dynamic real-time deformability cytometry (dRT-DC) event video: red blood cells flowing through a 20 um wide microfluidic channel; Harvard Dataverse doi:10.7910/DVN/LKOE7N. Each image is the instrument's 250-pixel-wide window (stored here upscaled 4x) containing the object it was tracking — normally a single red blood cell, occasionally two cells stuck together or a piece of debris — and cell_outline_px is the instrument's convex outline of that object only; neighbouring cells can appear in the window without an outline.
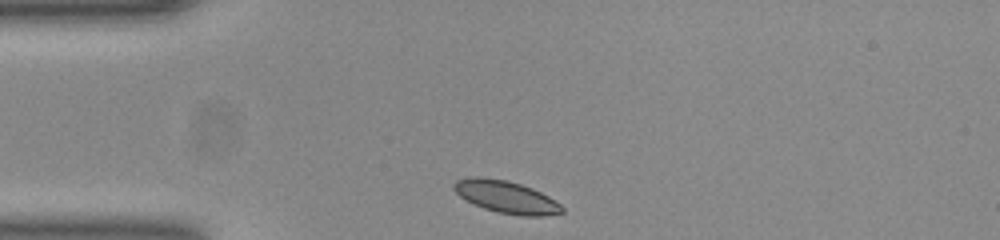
{"species": "common noctule bat (a hibernating species)", "species_latin": "Nyctalus noctula", "temperature_condition": "room temperature", "stored_images_in_passage": 31, "camera_frame_rate_fps": 3000, "um_per_image_px": 0.085, "animal": {"sex": "female", "body_mass_g": 23.0, "forearm_length_mm": 53.4}, "frame": {"image": 1, "passage_image": 1, "time_ms": 0.0, "image_size_px": [1000, 240], "cell_outline_px": [[564, 212], [544, 216], [524, 216], [500, 212], [484, 208], [460, 196], [452, 188], [452, 184], [456, 180], [476, 176], [508, 180], [532, 188], [548, 196], [560, 204], [564, 208]], "centroid_in_image_um": [43.04, 16.73], "position_along_channel_um": 42.0, "area_um2": 20.11}}
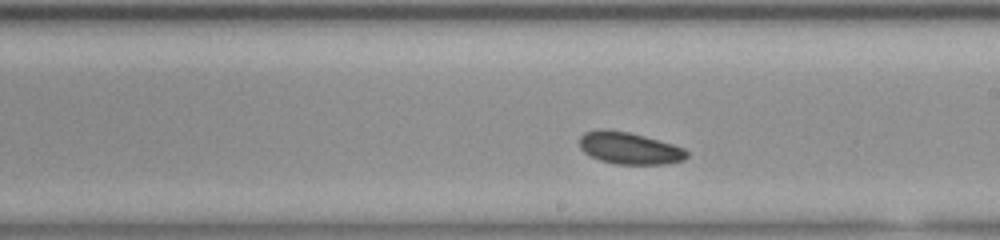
{"frame": {"image": 2, "passage_image": 18, "time_ms": 5.667, "image_size_px": [1000, 240], "cell_outline_px": [[688, 156], [684, 160], [668, 164], [616, 164], [600, 160], [584, 152], [580, 148], [580, 136], [584, 132], [604, 128], [628, 132], [644, 136], [672, 144], [684, 148], [688, 152]], "centroid_in_image_um": [53.5, 12.59], "position_along_channel_um": 235.5, "area_um2": 20.0}}
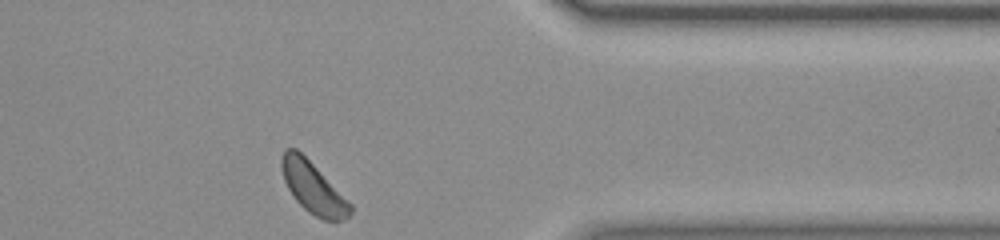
{"frame": {"image": 3, "passage_image": 31, "time_ms": 10.0, "image_size_px": [1000, 240], "cell_outline_px": [[352, 212], [344, 220], [324, 220], [308, 212], [296, 200], [288, 188], [284, 180], [280, 164], [280, 160], [284, 148], [296, 148], [352, 204]], "centroid_in_image_um": [26.59, 15.96], "position_along_channel_um": 384.8, "area_um2": 20.11}, "authors_computed_cell_mechanics": {"area_um2": 19.9988, "velocity_mm_per_s": 3.8315, "shape_relaxation_time_tau1_ms": 0.8635, "shape_relaxation_time_tau2_ms": null, "deformation_change_tau1": 0.0389, "deformation_change_tau2": null}}